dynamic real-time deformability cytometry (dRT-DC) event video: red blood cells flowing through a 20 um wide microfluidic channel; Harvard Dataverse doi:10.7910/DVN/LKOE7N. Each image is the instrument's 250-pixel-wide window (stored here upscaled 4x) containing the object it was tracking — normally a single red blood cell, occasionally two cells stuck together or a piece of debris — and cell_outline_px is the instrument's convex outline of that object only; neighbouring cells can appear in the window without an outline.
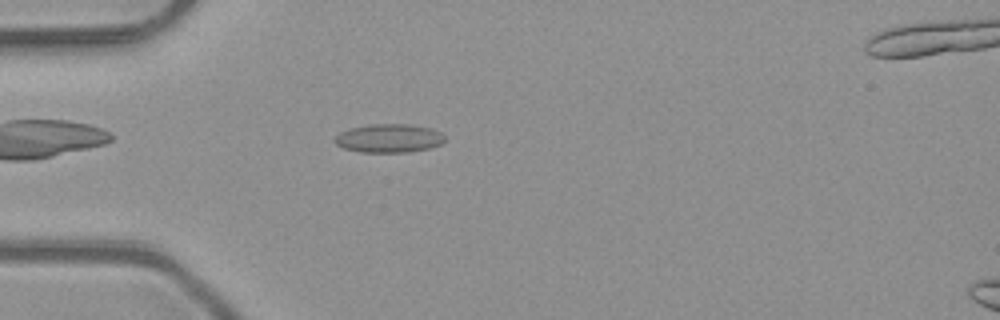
{"species": "common noctule bat (a hibernating species)", "species_latin": "Nyctalus noctula", "temperature_condition": "room temperature", "stored_images_in_passage": 45, "camera_frame_rate_fps": 3000, "um_per_image_px": 0.085, "animal": {"sex": "male", "body_mass_g": 23.1, "forearm_length_mm": 52.7}, "frame": {"image": 1, "passage_image": 9, "time_ms": 2.667, "image_size_px": [1000, 320], "cell_outline_px": [[444, 140], [440, 144], [428, 148], [408, 152], [360, 152], [344, 148], [336, 144], [332, 140], [340, 132], [352, 128], [368, 124], [412, 124], [432, 128], [440, 132], [444, 136]], "centroid_in_image_um": [33.05, 11.74], "position_along_channel_um": 52.0, "area_um2": 18.32}}
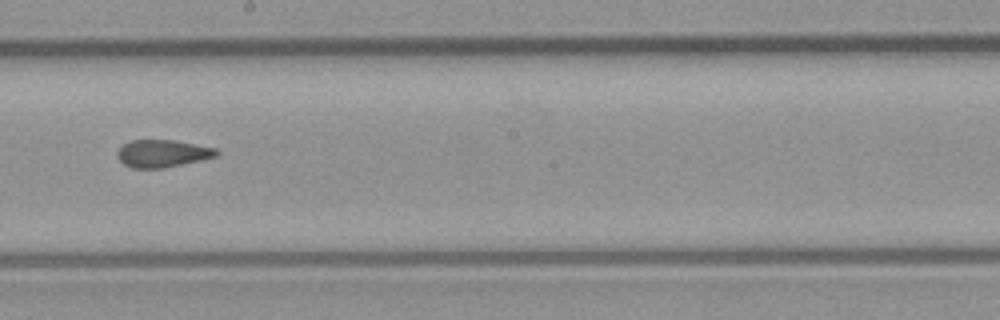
{"frame": {"image": 2, "passage_image": 23, "time_ms": 7.333, "image_size_px": [1000, 320], "cell_outline_px": [[220, 152], [216, 156], [200, 160], [164, 168], [132, 168], [124, 164], [120, 160], [116, 152], [124, 144], [132, 140], [172, 140], [216, 148]], "centroid_in_image_um": [13.81, 13.05], "position_along_channel_um": 234.4, "area_um2": 15.66}}
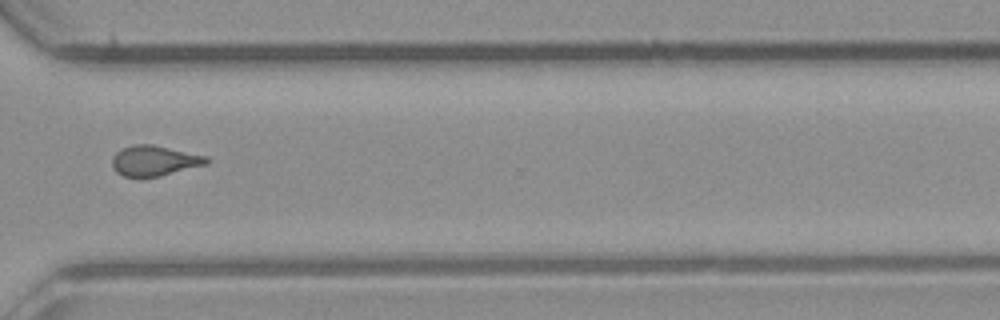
{"frame": {"image": 3, "passage_image": 32, "time_ms": 10.333, "image_size_px": [1000, 320], "cell_outline_px": [[208, 164], [160, 176], [124, 176], [116, 172], [112, 168], [112, 156], [116, 152], [124, 148], [136, 144], [152, 144], [208, 156]], "centroid_in_image_um": [13.13, 13.65], "position_along_channel_um": 357.5, "area_um2": 16.59}, "authors_computed_cell_mechanics": {"area_um2": 16.5308, "velocity_mm_per_s": 4.1152, "shape_relaxation_time_tau1_ms": null, "shape_relaxation_time_tau2_ms": 1.3641, "deformation_change_tau1": null, "deformation_change_tau2": 0.068}}